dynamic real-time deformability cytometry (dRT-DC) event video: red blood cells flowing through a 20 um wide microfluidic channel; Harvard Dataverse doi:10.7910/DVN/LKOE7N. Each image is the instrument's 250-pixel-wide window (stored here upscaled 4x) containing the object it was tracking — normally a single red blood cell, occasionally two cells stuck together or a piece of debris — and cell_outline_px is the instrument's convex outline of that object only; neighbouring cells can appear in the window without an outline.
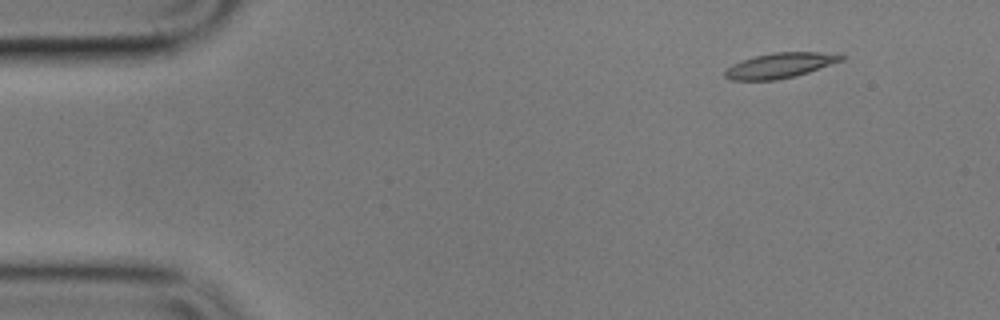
{"species": "common noctule bat (a hibernating species)", "species_latin": "Nyctalus noctula", "temperature_condition": "cold", "stored_images_in_passage": 4, "camera_frame_rate_fps": 3000, "um_per_image_px": 0.085, "animal": {"sex": "male", "body_mass_g": 17.9}, "frame": {"image": 1, "passage_image": 1, "time_ms": 0.0, "image_size_px": [1000, 320], "cell_outline_px": [[844, 60], [796, 76], [776, 80], [732, 80], [724, 76], [724, 72], [732, 64], [756, 56], [772, 52], [840, 52], [844, 56]], "centroid_in_image_um": [66.37, 5.55], "position_along_channel_um": 18.6, "area_um2": 17.11}}
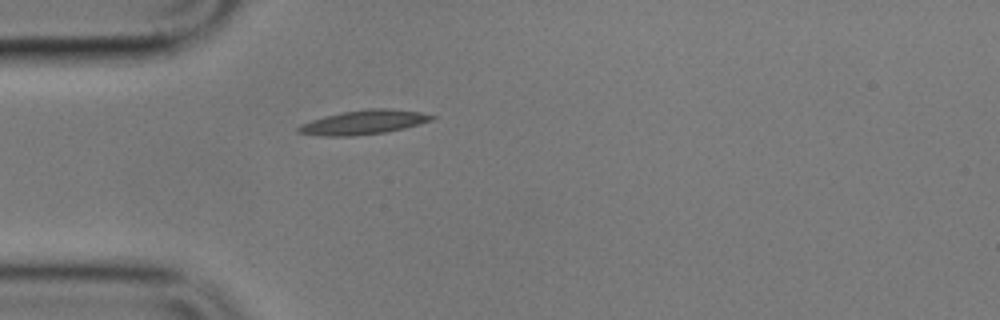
{"frame": {"image": 2, "passage_image": 4, "time_ms": 3.333, "image_size_px": [1000, 320], "cell_outline_px": [[436, 116], [432, 120], [420, 124], [404, 128], [384, 132], [352, 136], [320, 136], [296, 132], [296, 128], [300, 124], [324, 116], [340, 112], [368, 108], [392, 108], [420, 112]], "centroid_in_image_um": [30.89, 10.38], "position_along_channel_um": 54.1, "area_um2": 18.96}}